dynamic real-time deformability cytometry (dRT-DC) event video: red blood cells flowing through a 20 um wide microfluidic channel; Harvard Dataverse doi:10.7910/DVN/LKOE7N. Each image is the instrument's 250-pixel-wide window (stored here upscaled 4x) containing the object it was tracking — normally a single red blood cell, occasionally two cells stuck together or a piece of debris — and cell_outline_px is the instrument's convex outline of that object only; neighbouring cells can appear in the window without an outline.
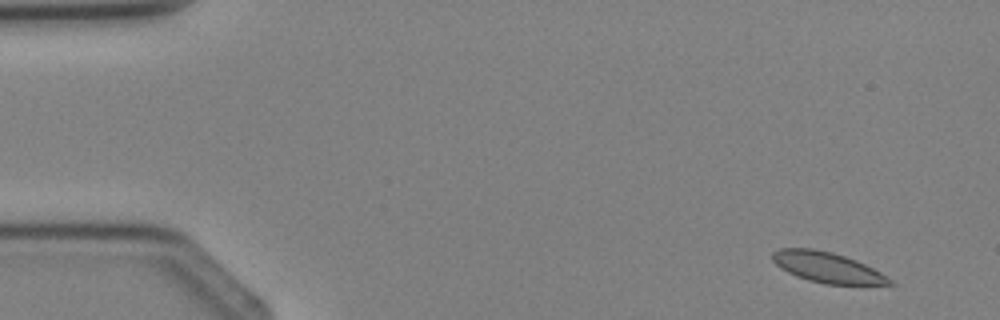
{"species": "Egyptian fruit bat (a non-hibernating species)", "species_latin": "Rousettus aegyptiacus", "temperature_condition": "cold", "stored_images_in_passage": 3, "camera_frame_rate_fps": 3000, "um_per_image_px": 0.085, "animal": {"sex": "female"}, "frame": {"image": 1, "passage_image": 1, "time_ms": 0.0, "image_size_px": [1000, 320], "cell_outline_px": [[896, 284], [824, 284], [808, 280], [796, 276], [780, 268], [772, 260], [772, 252], [780, 248], [812, 248], [832, 252], [856, 260], [880, 272], [892, 280]], "centroid_in_image_um": [70.27, 22.72], "position_along_channel_um": 14.7, "area_um2": 20.63}}